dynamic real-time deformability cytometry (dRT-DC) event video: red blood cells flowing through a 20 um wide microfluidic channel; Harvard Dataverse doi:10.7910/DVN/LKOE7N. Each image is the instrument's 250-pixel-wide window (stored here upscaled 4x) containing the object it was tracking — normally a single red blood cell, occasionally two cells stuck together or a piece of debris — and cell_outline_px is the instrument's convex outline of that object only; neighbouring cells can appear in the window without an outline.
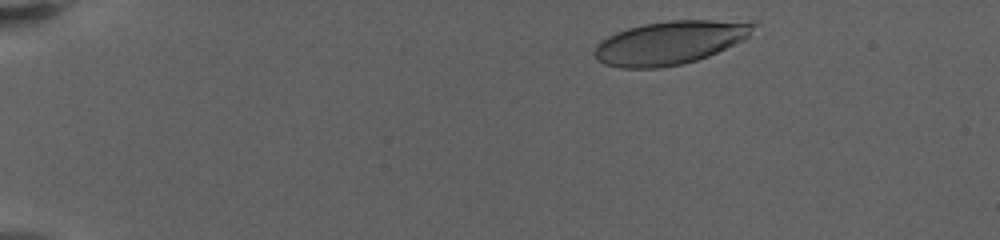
{"species": "human", "species_latin": "Homo sapiens", "temperature_condition": "warm", "stored_images_in_passage": 10, "camera_frame_rate_fps": 3000, "um_per_image_px": 0.085, "donor": {"sex": "female"}, "frame": {"image": 1, "passage_image": 2, "time_ms": 0.667, "image_size_px": [1000, 240], "cell_outline_px": [[760, 24], [744, 40], [708, 56], [684, 64], [660, 68], [620, 68], [604, 64], [596, 60], [592, 52], [596, 44], [600, 40], [616, 32], [628, 28], [644, 24], [668, 20], [760, 20]], "centroid_in_image_um": [57.0, 3.61], "position_along_channel_um": 28.0, "area_um2": 41.04}}
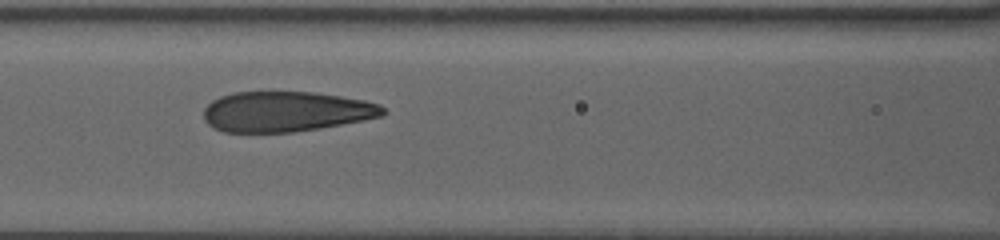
{"frame": {"image": 2, "passage_image": 9, "time_ms": 7.333, "image_size_px": [1000, 240], "cell_outline_px": [[388, 112], [384, 116], [364, 120], [320, 128], [292, 132], [224, 132], [212, 128], [204, 120], [204, 108], [212, 100], [220, 96], [232, 92], [312, 92], [340, 96], [364, 100], [380, 104]], "centroid_in_image_um": [24.31, 9.48], "position_along_channel_um": 142.3, "area_um2": 42.31}}
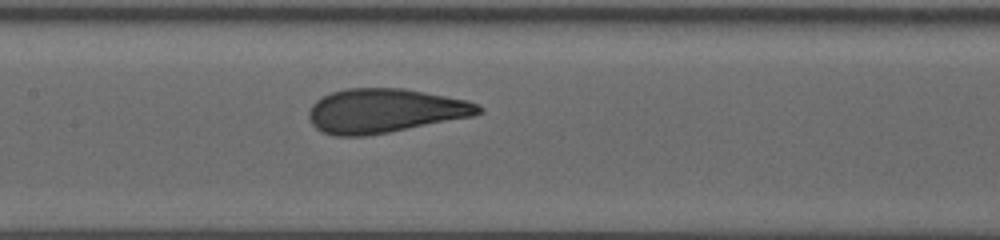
{"frame": {"image": 3, "passage_image": 10, "time_ms": 8.333, "image_size_px": [1000, 240], "cell_outline_px": [[484, 112], [472, 116], [388, 132], [364, 136], [336, 136], [324, 132], [316, 128], [308, 120], [308, 112], [312, 104], [316, 100], [332, 92], [348, 88], [404, 88], [468, 100], [480, 104], [484, 108]], "centroid_in_image_um": [32.71, 9.41], "position_along_channel_um": 174.7, "area_um2": 43.64}}